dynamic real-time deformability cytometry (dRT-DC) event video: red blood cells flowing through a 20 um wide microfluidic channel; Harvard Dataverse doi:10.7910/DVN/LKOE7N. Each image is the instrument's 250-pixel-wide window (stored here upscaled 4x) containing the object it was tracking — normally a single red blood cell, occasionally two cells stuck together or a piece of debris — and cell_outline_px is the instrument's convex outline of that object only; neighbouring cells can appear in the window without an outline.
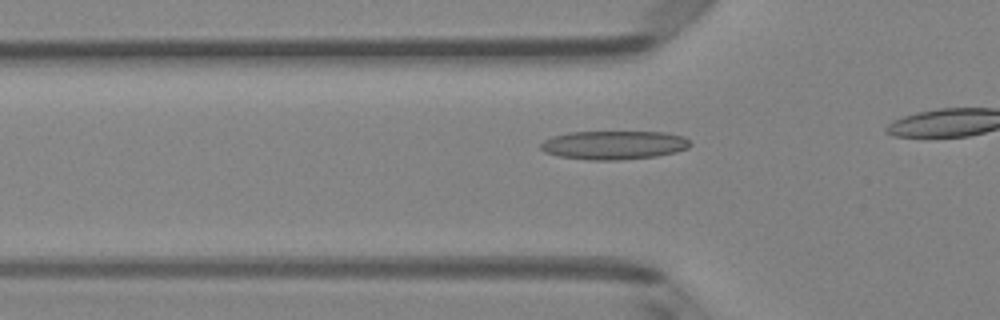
{"species": "Egyptian fruit bat (a non-hibernating species)", "species_latin": "Rousettus aegyptiacus", "temperature_condition": "room temperature", "stored_images_in_passage": 9, "camera_frame_rate_fps": 3000, "um_per_image_px": 0.085, "animal": {"sex": "female"}, "frame": {"image": 1, "passage_image": 4, "time_ms": 1.0, "image_size_px": [1000, 320], "cell_outline_px": [[692, 144], [688, 148], [676, 152], [656, 156], [620, 160], [588, 160], [560, 156], [544, 152], [540, 148], [540, 144], [544, 140], [552, 136], [568, 132], [664, 132], [684, 136]], "centroid_in_image_um": [52.18, 12.33], "position_along_channel_um": 73.6, "area_um2": 25.09}}
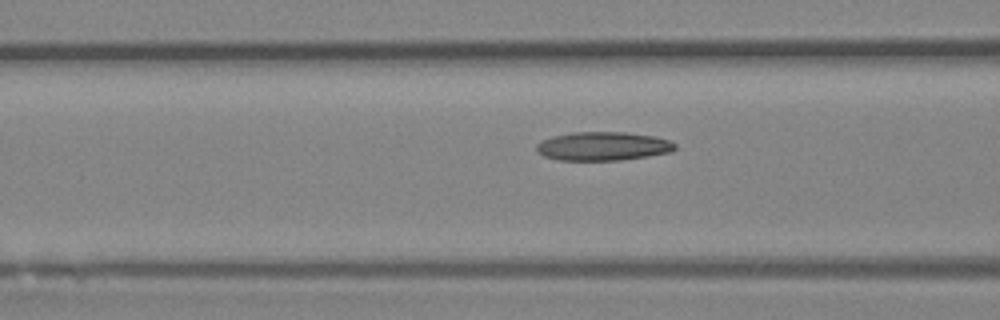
{"frame": {"image": 2, "passage_image": 7, "time_ms": 2.0, "image_size_px": [1000, 320], "cell_outline_px": [[676, 148], [672, 152], [648, 156], [620, 160], [560, 160], [544, 156], [536, 152], [536, 144], [540, 140], [552, 136], [572, 132], [624, 132], [652, 136], [668, 140], [676, 144]], "centroid_in_image_um": [51.22, 12.42], "position_along_channel_um": 115.4, "area_um2": 23.24}}